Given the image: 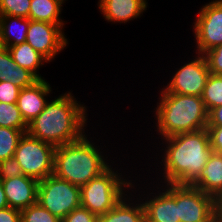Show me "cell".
Segmentation results:
<instances>
[{"label": "cell", "mask_w": 222, "mask_h": 222, "mask_svg": "<svg viewBox=\"0 0 222 222\" xmlns=\"http://www.w3.org/2000/svg\"><path fill=\"white\" fill-rule=\"evenodd\" d=\"M85 104L65 92L48 101L43 111L28 124L27 133L55 147L81 139L87 126L88 114Z\"/></svg>", "instance_id": "cell-1"}, {"label": "cell", "mask_w": 222, "mask_h": 222, "mask_svg": "<svg viewBox=\"0 0 222 222\" xmlns=\"http://www.w3.org/2000/svg\"><path fill=\"white\" fill-rule=\"evenodd\" d=\"M160 162L164 184L190 185L212 153L207 129L166 137ZM165 140V142L163 141ZM163 163V164H162Z\"/></svg>", "instance_id": "cell-2"}, {"label": "cell", "mask_w": 222, "mask_h": 222, "mask_svg": "<svg viewBox=\"0 0 222 222\" xmlns=\"http://www.w3.org/2000/svg\"><path fill=\"white\" fill-rule=\"evenodd\" d=\"M160 99V100H159ZM155 110L158 135L162 139L206 129L208 111L199 96L160 91Z\"/></svg>", "instance_id": "cell-3"}, {"label": "cell", "mask_w": 222, "mask_h": 222, "mask_svg": "<svg viewBox=\"0 0 222 222\" xmlns=\"http://www.w3.org/2000/svg\"><path fill=\"white\" fill-rule=\"evenodd\" d=\"M87 137L85 134L78 141L58 146L54 153L53 174L78 187L84 186L110 166L100 146Z\"/></svg>", "instance_id": "cell-4"}, {"label": "cell", "mask_w": 222, "mask_h": 222, "mask_svg": "<svg viewBox=\"0 0 222 222\" xmlns=\"http://www.w3.org/2000/svg\"><path fill=\"white\" fill-rule=\"evenodd\" d=\"M115 170L110 165L99 176L80 187L81 207L99 216L111 210L127 192L131 193L129 190L135 187L133 180L124 179L122 172Z\"/></svg>", "instance_id": "cell-5"}, {"label": "cell", "mask_w": 222, "mask_h": 222, "mask_svg": "<svg viewBox=\"0 0 222 222\" xmlns=\"http://www.w3.org/2000/svg\"><path fill=\"white\" fill-rule=\"evenodd\" d=\"M37 203L62 220L81 206L80 187L52 174L39 181Z\"/></svg>", "instance_id": "cell-6"}, {"label": "cell", "mask_w": 222, "mask_h": 222, "mask_svg": "<svg viewBox=\"0 0 222 222\" xmlns=\"http://www.w3.org/2000/svg\"><path fill=\"white\" fill-rule=\"evenodd\" d=\"M56 147L30 136L27 132L20 138L14 158L22 173L38 181L54 172V153Z\"/></svg>", "instance_id": "cell-7"}, {"label": "cell", "mask_w": 222, "mask_h": 222, "mask_svg": "<svg viewBox=\"0 0 222 222\" xmlns=\"http://www.w3.org/2000/svg\"><path fill=\"white\" fill-rule=\"evenodd\" d=\"M176 204L180 222H214L216 199L190 185L176 184Z\"/></svg>", "instance_id": "cell-8"}, {"label": "cell", "mask_w": 222, "mask_h": 222, "mask_svg": "<svg viewBox=\"0 0 222 222\" xmlns=\"http://www.w3.org/2000/svg\"><path fill=\"white\" fill-rule=\"evenodd\" d=\"M193 23L196 54H204L222 44V0H213L203 5Z\"/></svg>", "instance_id": "cell-9"}, {"label": "cell", "mask_w": 222, "mask_h": 222, "mask_svg": "<svg viewBox=\"0 0 222 222\" xmlns=\"http://www.w3.org/2000/svg\"><path fill=\"white\" fill-rule=\"evenodd\" d=\"M193 59L173 73L169 84L162 89L164 92L201 97L210 71L203 54H197Z\"/></svg>", "instance_id": "cell-10"}, {"label": "cell", "mask_w": 222, "mask_h": 222, "mask_svg": "<svg viewBox=\"0 0 222 222\" xmlns=\"http://www.w3.org/2000/svg\"><path fill=\"white\" fill-rule=\"evenodd\" d=\"M63 26L65 25L30 20L26 42L51 62L68 44Z\"/></svg>", "instance_id": "cell-11"}, {"label": "cell", "mask_w": 222, "mask_h": 222, "mask_svg": "<svg viewBox=\"0 0 222 222\" xmlns=\"http://www.w3.org/2000/svg\"><path fill=\"white\" fill-rule=\"evenodd\" d=\"M165 185L161 186L165 187L164 189L156 187L159 189L157 194L151 192V196L148 194L145 201L142 202L145 210V222H180L178 205L176 204V184Z\"/></svg>", "instance_id": "cell-12"}, {"label": "cell", "mask_w": 222, "mask_h": 222, "mask_svg": "<svg viewBox=\"0 0 222 222\" xmlns=\"http://www.w3.org/2000/svg\"><path fill=\"white\" fill-rule=\"evenodd\" d=\"M1 182L9 207L21 211L37 203L38 180L22 175Z\"/></svg>", "instance_id": "cell-13"}, {"label": "cell", "mask_w": 222, "mask_h": 222, "mask_svg": "<svg viewBox=\"0 0 222 222\" xmlns=\"http://www.w3.org/2000/svg\"><path fill=\"white\" fill-rule=\"evenodd\" d=\"M51 88L47 80L39 79L32 86L20 90L17 106L27 125L45 108Z\"/></svg>", "instance_id": "cell-14"}, {"label": "cell", "mask_w": 222, "mask_h": 222, "mask_svg": "<svg viewBox=\"0 0 222 222\" xmlns=\"http://www.w3.org/2000/svg\"><path fill=\"white\" fill-rule=\"evenodd\" d=\"M98 5L106 21L127 23L140 18L148 3L147 0H99Z\"/></svg>", "instance_id": "cell-15"}, {"label": "cell", "mask_w": 222, "mask_h": 222, "mask_svg": "<svg viewBox=\"0 0 222 222\" xmlns=\"http://www.w3.org/2000/svg\"><path fill=\"white\" fill-rule=\"evenodd\" d=\"M190 186L200 189L216 200L222 195V153L212 151L204 169Z\"/></svg>", "instance_id": "cell-16"}, {"label": "cell", "mask_w": 222, "mask_h": 222, "mask_svg": "<svg viewBox=\"0 0 222 222\" xmlns=\"http://www.w3.org/2000/svg\"><path fill=\"white\" fill-rule=\"evenodd\" d=\"M138 195L139 199L134 201H138L135 204L132 202L134 195L127 193L111 210L99 215L97 222H145L143 200L140 199V194Z\"/></svg>", "instance_id": "cell-17"}, {"label": "cell", "mask_w": 222, "mask_h": 222, "mask_svg": "<svg viewBox=\"0 0 222 222\" xmlns=\"http://www.w3.org/2000/svg\"><path fill=\"white\" fill-rule=\"evenodd\" d=\"M38 80L28 69L18 66L8 48L0 52V81H11L23 89L32 86Z\"/></svg>", "instance_id": "cell-18"}, {"label": "cell", "mask_w": 222, "mask_h": 222, "mask_svg": "<svg viewBox=\"0 0 222 222\" xmlns=\"http://www.w3.org/2000/svg\"><path fill=\"white\" fill-rule=\"evenodd\" d=\"M12 59L22 68L28 69L38 79H44L39 73L40 66L49 61L37 52L28 42L8 47Z\"/></svg>", "instance_id": "cell-19"}, {"label": "cell", "mask_w": 222, "mask_h": 222, "mask_svg": "<svg viewBox=\"0 0 222 222\" xmlns=\"http://www.w3.org/2000/svg\"><path fill=\"white\" fill-rule=\"evenodd\" d=\"M29 22L25 17L0 15V30L7 48L26 42Z\"/></svg>", "instance_id": "cell-20"}, {"label": "cell", "mask_w": 222, "mask_h": 222, "mask_svg": "<svg viewBox=\"0 0 222 222\" xmlns=\"http://www.w3.org/2000/svg\"><path fill=\"white\" fill-rule=\"evenodd\" d=\"M63 5L61 0H31L29 19L51 24H65L60 17Z\"/></svg>", "instance_id": "cell-21"}, {"label": "cell", "mask_w": 222, "mask_h": 222, "mask_svg": "<svg viewBox=\"0 0 222 222\" xmlns=\"http://www.w3.org/2000/svg\"><path fill=\"white\" fill-rule=\"evenodd\" d=\"M208 113L222 105V75H209L201 95Z\"/></svg>", "instance_id": "cell-22"}, {"label": "cell", "mask_w": 222, "mask_h": 222, "mask_svg": "<svg viewBox=\"0 0 222 222\" xmlns=\"http://www.w3.org/2000/svg\"><path fill=\"white\" fill-rule=\"evenodd\" d=\"M27 129L4 128L0 126V161L14 157L20 138Z\"/></svg>", "instance_id": "cell-23"}, {"label": "cell", "mask_w": 222, "mask_h": 222, "mask_svg": "<svg viewBox=\"0 0 222 222\" xmlns=\"http://www.w3.org/2000/svg\"><path fill=\"white\" fill-rule=\"evenodd\" d=\"M0 126L13 129H28L17 103L7 104L0 102Z\"/></svg>", "instance_id": "cell-24"}, {"label": "cell", "mask_w": 222, "mask_h": 222, "mask_svg": "<svg viewBox=\"0 0 222 222\" xmlns=\"http://www.w3.org/2000/svg\"><path fill=\"white\" fill-rule=\"evenodd\" d=\"M21 212V222H61V220L51 214L38 203L23 209Z\"/></svg>", "instance_id": "cell-25"}, {"label": "cell", "mask_w": 222, "mask_h": 222, "mask_svg": "<svg viewBox=\"0 0 222 222\" xmlns=\"http://www.w3.org/2000/svg\"><path fill=\"white\" fill-rule=\"evenodd\" d=\"M31 0H0V15L29 18Z\"/></svg>", "instance_id": "cell-26"}, {"label": "cell", "mask_w": 222, "mask_h": 222, "mask_svg": "<svg viewBox=\"0 0 222 222\" xmlns=\"http://www.w3.org/2000/svg\"><path fill=\"white\" fill-rule=\"evenodd\" d=\"M211 74L222 75V44L215 46L203 54Z\"/></svg>", "instance_id": "cell-27"}, {"label": "cell", "mask_w": 222, "mask_h": 222, "mask_svg": "<svg viewBox=\"0 0 222 222\" xmlns=\"http://www.w3.org/2000/svg\"><path fill=\"white\" fill-rule=\"evenodd\" d=\"M22 175L24 174L14 157L0 161V180L13 179Z\"/></svg>", "instance_id": "cell-28"}, {"label": "cell", "mask_w": 222, "mask_h": 222, "mask_svg": "<svg viewBox=\"0 0 222 222\" xmlns=\"http://www.w3.org/2000/svg\"><path fill=\"white\" fill-rule=\"evenodd\" d=\"M21 88L14 85L11 81H0V102L17 103Z\"/></svg>", "instance_id": "cell-29"}, {"label": "cell", "mask_w": 222, "mask_h": 222, "mask_svg": "<svg viewBox=\"0 0 222 222\" xmlns=\"http://www.w3.org/2000/svg\"><path fill=\"white\" fill-rule=\"evenodd\" d=\"M97 220L98 215L80 206L64 217L61 222H97Z\"/></svg>", "instance_id": "cell-30"}, {"label": "cell", "mask_w": 222, "mask_h": 222, "mask_svg": "<svg viewBox=\"0 0 222 222\" xmlns=\"http://www.w3.org/2000/svg\"><path fill=\"white\" fill-rule=\"evenodd\" d=\"M213 152L222 153V126L206 127Z\"/></svg>", "instance_id": "cell-31"}, {"label": "cell", "mask_w": 222, "mask_h": 222, "mask_svg": "<svg viewBox=\"0 0 222 222\" xmlns=\"http://www.w3.org/2000/svg\"><path fill=\"white\" fill-rule=\"evenodd\" d=\"M0 222H21L20 210L11 207L0 209Z\"/></svg>", "instance_id": "cell-32"}, {"label": "cell", "mask_w": 222, "mask_h": 222, "mask_svg": "<svg viewBox=\"0 0 222 222\" xmlns=\"http://www.w3.org/2000/svg\"><path fill=\"white\" fill-rule=\"evenodd\" d=\"M222 126V105L212 109L208 113L207 127H221Z\"/></svg>", "instance_id": "cell-33"}, {"label": "cell", "mask_w": 222, "mask_h": 222, "mask_svg": "<svg viewBox=\"0 0 222 222\" xmlns=\"http://www.w3.org/2000/svg\"><path fill=\"white\" fill-rule=\"evenodd\" d=\"M7 207H9V205L7 203V200H6L3 184L0 180V209H4V208H7Z\"/></svg>", "instance_id": "cell-34"}, {"label": "cell", "mask_w": 222, "mask_h": 222, "mask_svg": "<svg viewBox=\"0 0 222 222\" xmlns=\"http://www.w3.org/2000/svg\"><path fill=\"white\" fill-rule=\"evenodd\" d=\"M217 217L222 220V195L216 200Z\"/></svg>", "instance_id": "cell-35"}, {"label": "cell", "mask_w": 222, "mask_h": 222, "mask_svg": "<svg viewBox=\"0 0 222 222\" xmlns=\"http://www.w3.org/2000/svg\"><path fill=\"white\" fill-rule=\"evenodd\" d=\"M5 49H7V47L5 45L1 30H0V52L4 51Z\"/></svg>", "instance_id": "cell-36"}, {"label": "cell", "mask_w": 222, "mask_h": 222, "mask_svg": "<svg viewBox=\"0 0 222 222\" xmlns=\"http://www.w3.org/2000/svg\"><path fill=\"white\" fill-rule=\"evenodd\" d=\"M214 222H222V220L216 216Z\"/></svg>", "instance_id": "cell-37"}]
</instances>
